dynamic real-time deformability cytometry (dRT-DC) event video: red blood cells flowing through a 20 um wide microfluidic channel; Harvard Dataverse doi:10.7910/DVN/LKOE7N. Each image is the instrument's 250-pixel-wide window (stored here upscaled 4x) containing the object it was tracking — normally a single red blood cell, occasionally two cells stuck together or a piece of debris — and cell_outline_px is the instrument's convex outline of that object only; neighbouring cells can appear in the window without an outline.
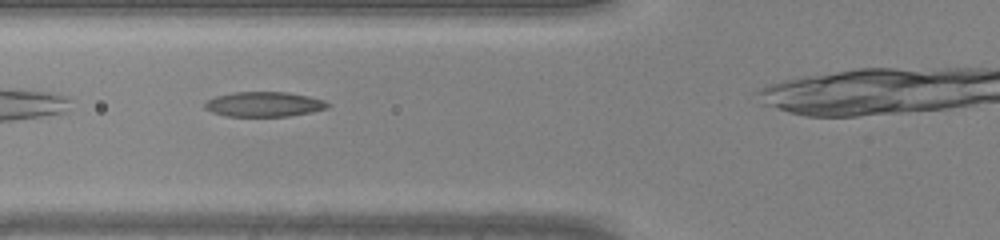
{"species": "common noctule bat (a hibernating species)", "species_latin": "Nyctalus noctula", "temperature_condition": "warm", "stored_images_in_passage": 27, "camera_frame_rate_fps": 3000, "um_per_image_px": 0.085, "animal": {"sex": "male", "body_mass_g": 20.0, "forearm_length_mm": 53.3}, "frame": {"image": 1, "passage_image": 5, "time_ms": 1.333, "image_size_px": [1000, 240], "cell_outline_px": [[332, 104], [328, 108], [312, 112], [288, 116], [224, 116], [212, 112], [204, 108], [204, 104], [208, 100], [216, 96], [236, 92], [288, 92], [308, 96], [324, 100]], "centroid_in_image_um": [22.47, 8.86], "position_along_channel_um": 103.3, "area_um2": 17.86}}
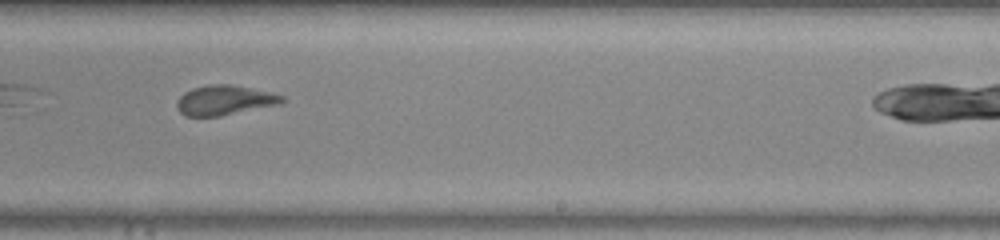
{"frame": {"image": 2, "passage_image": 16, "time_ms": 5.0, "image_size_px": [1000, 240], "cell_outline_px": [[284, 100], [280, 104], [220, 116], [184, 116], [180, 112], [176, 104], [180, 96], [184, 92], [192, 88], [212, 84], [232, 84], [272, 92], [284, 96]], "centroid_in_image_um": [19.1, 8.51], "position_along_channel_um": 269.9, "area_um2": 18.26}}
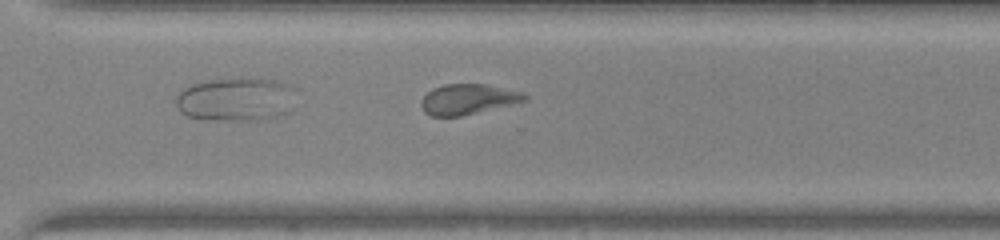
{"frame": {"image": 3, "passage_image": 20, "time_ms": 6.333, "image_size_px": [1000, 240], "cell_outline_px": [[528, 100], [460, 116], [432, 116], [424, 112], [420, 104], [420, 100], [432, 88], [444, 84], [488, 84], [524, 92], [528, 96]], "centroid_in_image_um": [39.78, 8.42], "position_along_channel_um": 330.8, "area_um2": 18.32}}